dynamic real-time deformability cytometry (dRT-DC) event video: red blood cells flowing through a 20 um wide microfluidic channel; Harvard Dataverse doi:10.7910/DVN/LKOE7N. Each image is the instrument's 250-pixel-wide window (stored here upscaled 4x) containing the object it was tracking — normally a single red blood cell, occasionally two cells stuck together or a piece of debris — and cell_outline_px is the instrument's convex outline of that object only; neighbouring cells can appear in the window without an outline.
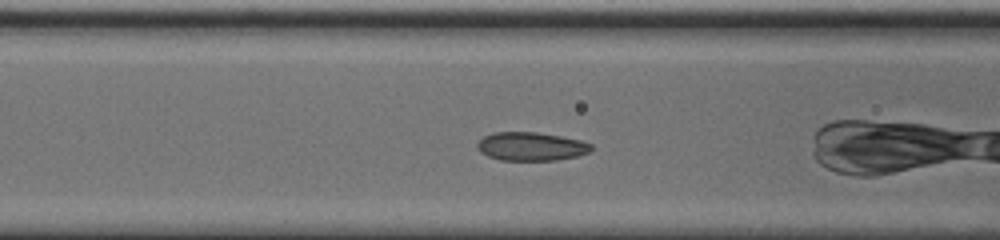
{"species": "common noctule bat (a hibernating species)", "species_latin": "Nyctalus noctula", "temperature_condition": "cold", "stored_images_in_passage": 43, "camera_frame_rate_fps": 3000, "um_per_image_px": 0.085, "animal": {"sex": "male", "body_mass_g": 20.0, "forearm_length_mm": 53.3}, "frame": {"image": 1, "passage_image": 10, "time_ms": 3.0, "image_size_px": [1000, 240], "cell_outline_px": [[592, 148], [588, 152], [580, 156], [556, 160], [500, 160], [488, 156], [480, 152], [476, 148], [476, 144], [484, 136], [492, 132], [536, 132], [560, 136], [580, 140], [592, 144]], "centroid_in_image_um": [45.13, 12.45], "position_along_channel_um": 121.5, "area_um2": 19.02}}
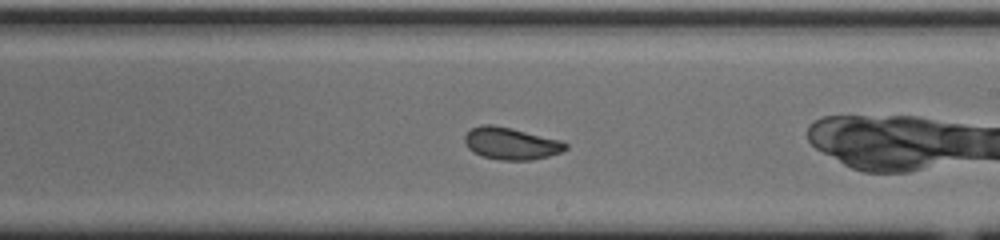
{"frame": {"image": 2, "passage_image": 20, "time_ms": 6.333, "image_size_px": [1000, 240], "cell_outline_px": [[568, 148], [560, 152], [548, 156], [532, 160], [500, 160], [480, 156], [472, 152], [464, 144], [464, 136], [472, 128], [484, 124], [492, 124], [560, 140], [568, 144]], "centroid_in_image_um": [43.4, 12.21], "position_along_channel_um": 245.6, "area_um2": 18.79}}
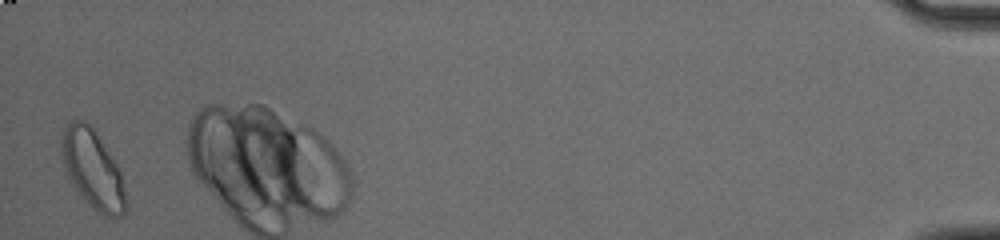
{"frame": {"image": 3, "passage_image": 43, "time_ms": 14.0, "image_size_px": [1000, 240], "cell_outline_px": [[128, 208], [116, 220], [104, 216], [96, 212], [84, 200], [72, 184], [68, 176], [60, 156], [60, 140], [64, 128], [72, 120], [84, 120], [96, 132], [112, 156], [120, 172], [128, 204]], "centroid_in_image_um": [7.88, 14.43], "position_along_channel_um": 427.3, "area_um2": 29.77}, "authors_computed_cell_mechanics": {"area_um2": 19.8832, "velocity_mm_per_s": 3.7315, "shape_relaxation_time_tau1_ms": 3.3389, "shape_relaxation_time_tau2_ms": 0.7518, "deformation_change_tau1": 0.0901, "deformation_change_tau2": 0.0298}}